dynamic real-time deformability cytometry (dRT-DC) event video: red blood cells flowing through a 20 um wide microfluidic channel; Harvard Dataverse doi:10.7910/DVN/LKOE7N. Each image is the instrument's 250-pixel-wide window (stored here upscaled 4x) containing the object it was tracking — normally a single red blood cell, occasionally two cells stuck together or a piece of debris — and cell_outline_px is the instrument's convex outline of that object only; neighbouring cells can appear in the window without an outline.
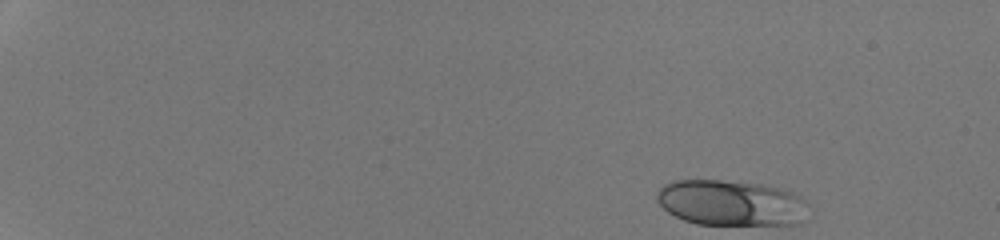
{"species": "human", "species_latin": "Homo sapiens", "temperature_condition": "room temperature", "stored_images_in_passage": 45, "camera_frame_rate_fps": 3000, "um_per_image_px": 0.085, "donor": {"sex": "male"}, "frame": {"image": 1, "passage_image": 1, "time_ms": 0.0, "image_size_px": [1000, 240], "cell_outline_px": [[804, 200], [800, 224], [696, 224], [684, 220], [668, 212], [656, 200], [656, 196], [660, 188], [664, 184], [672, 180], [720, 180], [760, 184], [792, 192], [800, 196]], "centroid_in_image_um": [62.04, 17.23], "position_along_channel_um": 23.0, "area_um2": 39.65}}
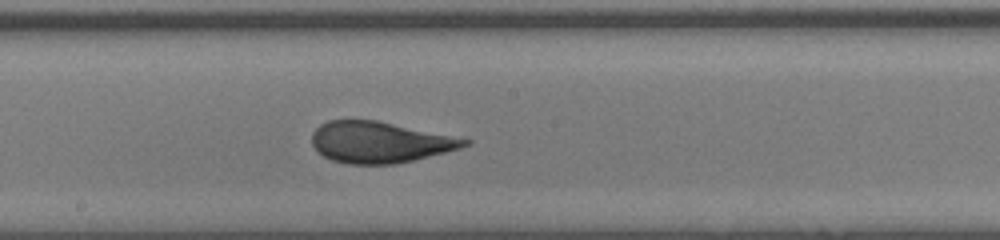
{"frame": {"image": 2, "passage_image": 26, "time_ms": 8.333, "image_size_px": [1000, 240], "cell_outline_px": [[472, 144], [460, 148], [396, 164], [348, 164], [332, 160], [324, 156], [312, 144], [312, 132], [320, 124], [328, 120], [376, 120], [472, 140]], "centroid_in_image_um": [32.26, 12.08], "position_along_channel_um": 215.9, "area_um2": 36.3}}
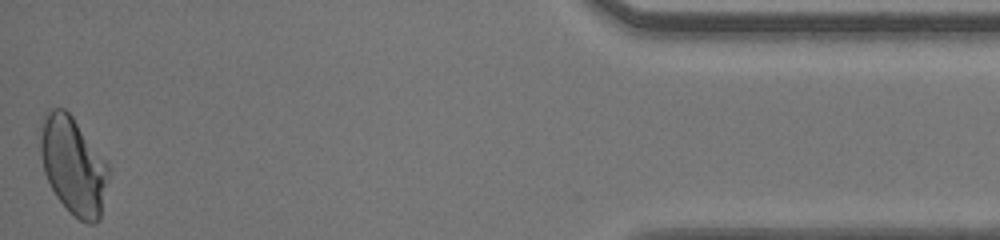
{"frame": {"image": 3, "passage_image": 45, "time_ms": 14.667, "image_size_px": [1000, 240], "cell_outline_px": [[108, 176], [100, 220], [96, 224], [88, 224], [80, 220], [56, 196], [44, 172], [40, 152], [40, 120], [44, 112], [48, 108], [64, 108], [72, 116], [108, 164]], "centroid_in_image_um": [6.2, 14.04], "position_along_channel_um": 429.0, "area_um2": 38.44}, "authors_computed_cell_mechanics": {"area_um2": 37.2232, "velocity_mm_per_s": 4.3119, "shape_relaxation_time_tau1_ms": 10.0797, "shape_relaxation_time_tau2_ms": null, "deformation_change_tau1": 0.2657, "deformation_change_tau2": null}}